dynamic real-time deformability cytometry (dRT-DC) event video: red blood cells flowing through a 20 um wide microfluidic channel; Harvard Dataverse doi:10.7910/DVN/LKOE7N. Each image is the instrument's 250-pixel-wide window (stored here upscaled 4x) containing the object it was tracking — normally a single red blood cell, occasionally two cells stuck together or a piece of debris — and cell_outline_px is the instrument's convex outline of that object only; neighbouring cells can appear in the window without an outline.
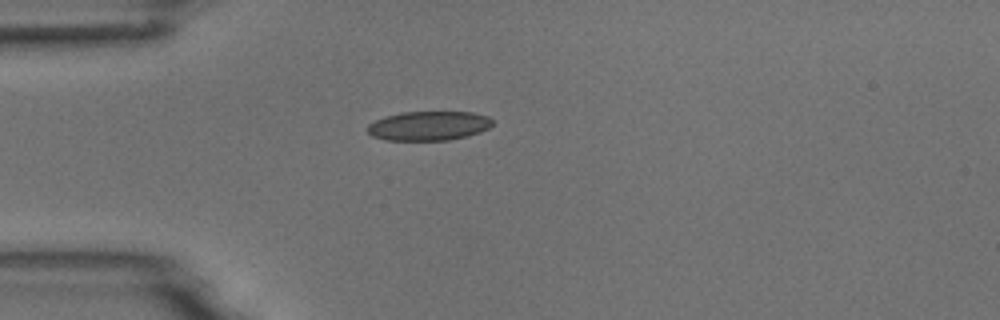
{"species": "common noctule bat (a hibernating species)", "species_latin": "Nyctalus noctula", "temperature_condition": "room temperature", "stored_images_in_passage": 1, "camera_frame_rate_fps": 3000, "um_per_image_px": 0.085, "animal": {"sex": "male", "body_mass_g": 18.8}, "frame": {"image": 1, "passage_image": 1, "time_ms": 0.0, "image_size_px": [1000, 320], "cell_outline_px": [[492, 124], [488, 128], [480, 132], [468, 136], [448, 140], [384, 140], [372, 136], [368, 132], [368, 124], [384, 116], [400, 112], [472, 112], [488, 116], [492, 120]], "centroid_in_image_um": [36.43, 10.69], "position_along_channel_um": 48.6, "area_um2": 21.39}}